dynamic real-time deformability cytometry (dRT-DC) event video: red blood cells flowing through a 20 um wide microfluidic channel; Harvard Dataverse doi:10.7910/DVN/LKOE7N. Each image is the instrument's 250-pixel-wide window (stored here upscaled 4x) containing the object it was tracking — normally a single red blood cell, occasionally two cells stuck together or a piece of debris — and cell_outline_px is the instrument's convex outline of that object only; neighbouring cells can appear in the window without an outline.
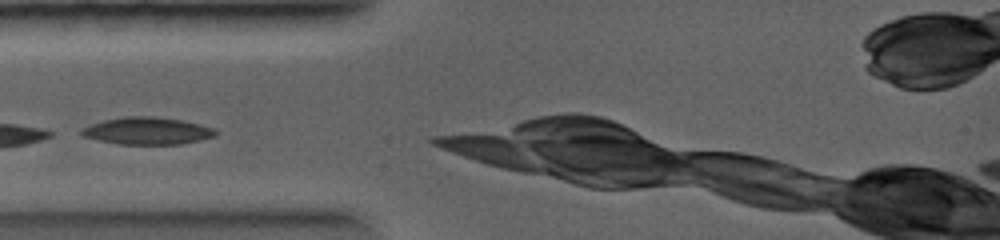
{"species": "common noctule bat (a hibernating species)", "species_latin": "Nyctalus noctula", "temperature_condition": "warm", "stored_images_in_passage": 32, "camera_frame_rate_fps": 5000, "um_per_image_px": 0.085, "animal": {"sex": "female", "body_mass_g": 19.0, "forearm_length_mm": 56.7}, "frame": {"image": 1, "passage_image": 1, "time_ms": 0.0, "image_size_px": [1000, 240], "cell_outline_px": [[216, 136], [180, 144], [120, 144], [100, 140], [84, 136], [80, 132], [84, 128], [92, 124], [104, 120], [124, 116], [156, 116], [180, 120], [212, 128], [216, 132]], "centroid_in_image_um": [12.51, 11.12], "position_along_channel_um": 72.5, "area_um2": 20.81}}